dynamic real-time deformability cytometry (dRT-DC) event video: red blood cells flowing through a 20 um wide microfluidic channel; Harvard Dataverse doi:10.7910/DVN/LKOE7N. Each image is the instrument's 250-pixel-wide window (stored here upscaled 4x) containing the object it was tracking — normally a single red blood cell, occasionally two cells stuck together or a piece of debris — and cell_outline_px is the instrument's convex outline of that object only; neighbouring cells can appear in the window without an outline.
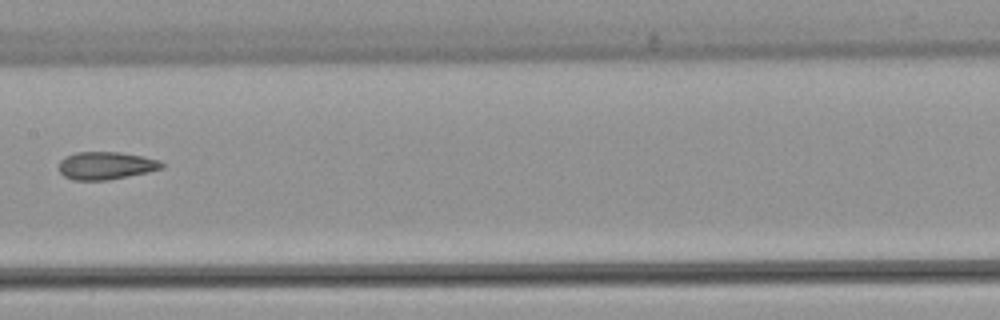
{"species": "common noctule bat (a hibernating species)", "species_latin": "Nyctalus noctula", "temperature_condition": "warm", "stored_images_in_passage": 7, "camera_frame_rate_fps": 3000, "um_per_image_px": 0.085, "animal": {"sex": "female", "body_mass_g": 22.7, "forearm_length_mm": 54.2}, "frame": {"image": 1, "passage_image": 6, "time_ms": 6.0, "image_size_px": [1000, 320], "cell_outline_px": [[164, 168], [148, 172], [108, 180], [72, 180], [64, 176], [60, 172], [60, 160], [64, 156], [76, 152], [120, 152], [144, 156], [160, 160], [164, 164]], "centroid_in_image_um": [9.02, 14.07], "position_along_channel_um": 198.4, "area_um2": 16.76}}